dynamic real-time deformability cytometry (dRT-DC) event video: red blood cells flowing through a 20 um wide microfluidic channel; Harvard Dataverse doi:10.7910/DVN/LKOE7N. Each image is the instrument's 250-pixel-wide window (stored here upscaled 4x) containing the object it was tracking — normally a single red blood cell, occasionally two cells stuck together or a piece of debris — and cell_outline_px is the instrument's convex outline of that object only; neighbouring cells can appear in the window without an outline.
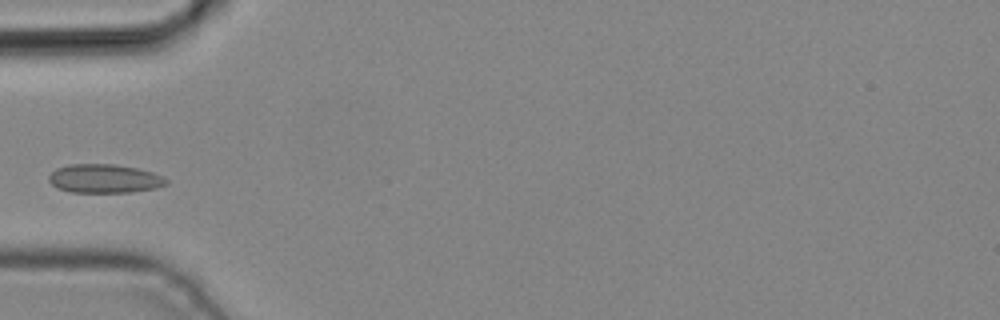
{"species": "common noctule bat (a hibernating species)", "species_latin": "Nyctalus noctula", "temperature_condition": "cold", "stored_images_in_passage": 3, "camera_frame_rate_fps": 3000, "um_per_image_px": 0.085, "animal": {"sex": "male", "body_mass_g": 19.2, "forearm_length_mm": 51.8}, "frame": {"image": 1, "passage_image": 2, "time_ms": 0.333, "image_size_px": [1000, 320], "cell_outline_px": [[168, 184], [156, 188], [132, 192], [72, 192], [56, 188], [48, 180], [48, 176], [56, 168], [68, 164], [112, 164], [136, 168], [152, 172], [168, 180]], "centroid_in_image_um": [8.85, 15.18], "position_along_channel_um": 76.2, "area_um2": 19.65}}
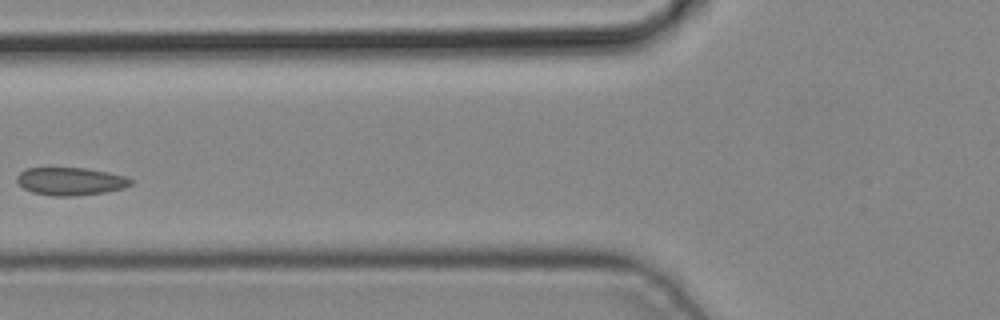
{"frame": {"image": 2, "passage_image": 3, "time_ms": 0.667, "image_size_px": [1000, 320], "cell_outline_px": [[132, 184], [124, 188], [104, 192], [72, 196], [52, 196], [32, 192], [24, 188], [16, 180], [16, 176], [24, 168], [84, 168], [124, 176], [132, 180]], "centroid_in_image_um": [5.95, 15.41], "position_along_channel_um": 119.8, "area_um2": 18.26}}